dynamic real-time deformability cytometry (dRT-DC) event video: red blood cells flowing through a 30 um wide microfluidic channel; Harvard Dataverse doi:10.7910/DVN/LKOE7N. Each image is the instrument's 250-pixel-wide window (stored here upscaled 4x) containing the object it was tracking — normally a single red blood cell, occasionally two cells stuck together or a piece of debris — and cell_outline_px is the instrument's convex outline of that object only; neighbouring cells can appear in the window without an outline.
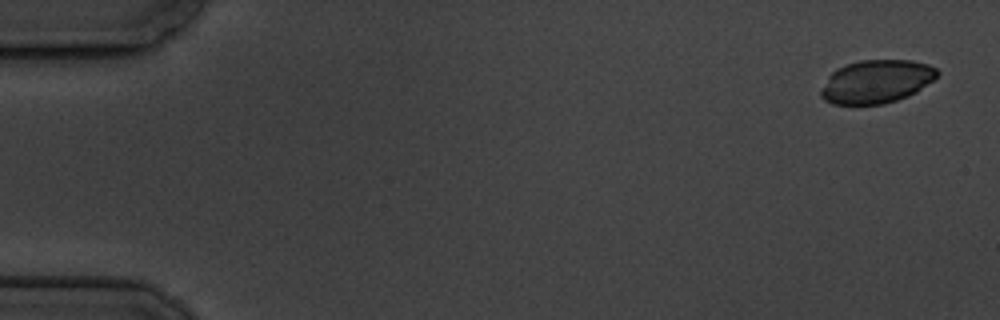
{"species": "common noctule bat (a hibernating species)", "species_latin": "Nyctalus noctula", "temperature_condition": "cold", "stored_images_in_passage": 7, "camera_frame_rate_fps": 3000, "um_per_image_px": 0.085, "animal": {"sex": "male", "body_mass_g": 19.5, "forearm_length_mm": 54.6}, "frame": {"image": 1, "passage_image": 1, "time_ms": 0.0, "image_size_px": [1000, 320], "cell_outline_px": [[940, 72], [932, 80], [916, 92], [908, 96], [884, 104], [832, 104], [824, 100], [820, 96], [820, 92], [828, 76], [836, 68], [860, 60], [912, 60], [928, 64], [936, 68]], "centroid_in_image_um": [74.48, 6.93], "position_along_channel_um": 10.5, "area_um2": 29.25}}